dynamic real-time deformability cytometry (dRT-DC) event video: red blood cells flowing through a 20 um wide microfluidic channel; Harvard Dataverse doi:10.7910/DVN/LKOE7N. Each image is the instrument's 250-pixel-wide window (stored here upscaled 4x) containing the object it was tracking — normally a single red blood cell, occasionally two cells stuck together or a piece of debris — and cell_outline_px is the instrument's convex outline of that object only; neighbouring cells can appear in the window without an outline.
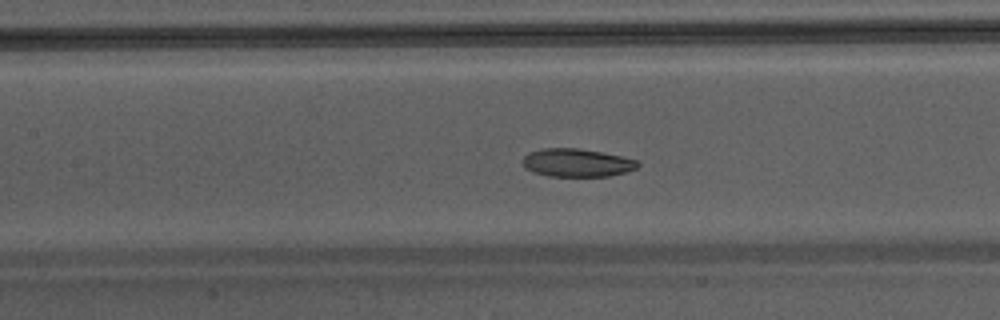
{"species": "Egyptian fruit bat (a non-hibernating species)", "species_latin": "Rousettus aegyptiacus", "temperature_condition": "warm", "stored_images_in_passage": 50, "segment_of_instrument_passage": [1, 2], "camera_frame_rate_fps": 3000, "um_per_image_px": 0.085, "animal": {"sex": "male"}, "frame": {"image": 1, "passage_image": 24, "time_ms": 7.667, "image_size_px": [1000, 320], "cell_outline_px": [[640, 164], [636, 168], [624, 172], [608, 176], [548, 176], [532, 172], [524, 168], [524, 156], [528, 152], [544, 148], [576, 148], [600, 152], [620, 156], [636, 160]], "centroid_in_image_um": [48.99, 13.83], "position_along_channel_um": 158.4, "area_um2": 18.67}}
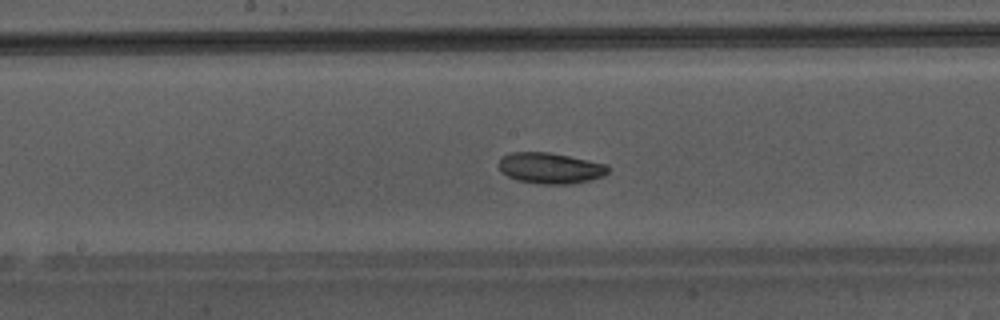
{"frame": {"image": 2, "passage_image": 27, "time_ms": 8.667, "image_size_px": [1000, 320], "cell_outline_px": [[612, 168], [604, 176], [592, 180], [568, 184], [540, 184], [516, 180], [508, 176], [500, 168], [500, 160], [504, 156], [512, 152], [548, 152], [608, 164]], "centroid_in_image_um": [46.85, 14.3], "position_along_channel_um": 201.4, "area_um2": 19.65}}
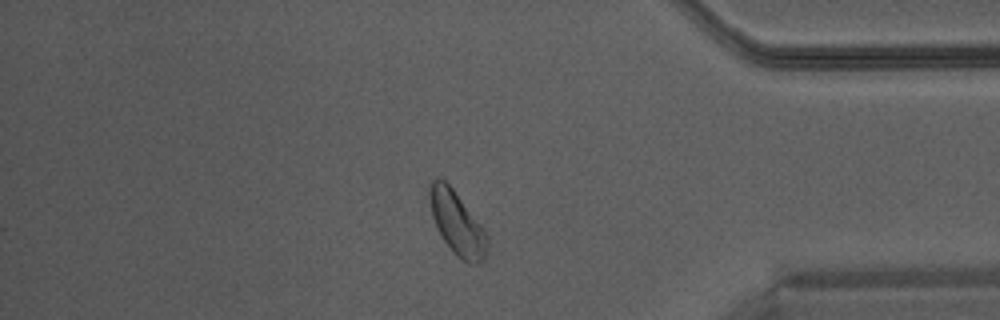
{"frame": {"image": 3, "passage_image": 42, "time_ms": 13.667, "image_size_px": [1000, 320], "cell_outline_px": [[488, 248], [484, 260], [476, 264], [468, 264], [456, 256], [444, 240], [432, 216], [428, 196], [428, 192], [432, 180], [440, 176], [452, 188], [480, 224], [488, 236]], "centroid_in_image_um": [38.86, 18.99], "position_along_channel_um": 396.3, "area_um2": 21.1}}